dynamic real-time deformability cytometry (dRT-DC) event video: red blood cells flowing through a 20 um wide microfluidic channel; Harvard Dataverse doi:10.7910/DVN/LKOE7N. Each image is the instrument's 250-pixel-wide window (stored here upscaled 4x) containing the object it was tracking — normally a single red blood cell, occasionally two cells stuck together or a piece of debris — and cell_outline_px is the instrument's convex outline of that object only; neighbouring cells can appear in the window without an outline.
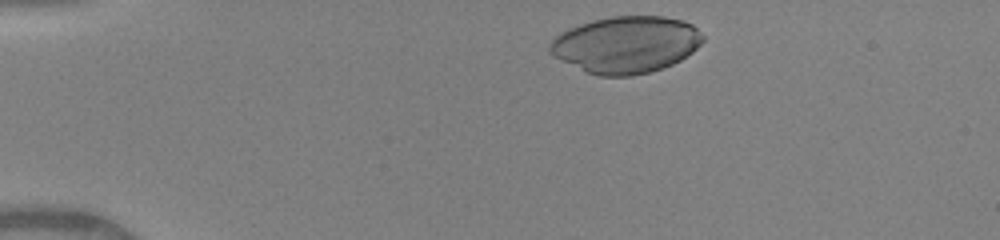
{"species": "human", "species_latin": "Homo sapiens", "temperature_condition": "warm", "stored_images_in_passage": 36, "camera_frame_rate_fps": 3000, "um_per_image_px": 0.085, "donor": {"sex": "female"}, "frame": {"image": 1, "passage_image": 2, "time_ms": 0.333, "image_size_px": [1000, 240], "cell_outline_px": [[704, 40], [692, 52], [680, 60], [672, 64], [648, 72], [632, 76], [600, 76], [588, 72], [560, 60], [552, 56], [548, 52], [548, 44], [560, 32], [568, 28], [592, 20], [612, 16], [664, 16], [684, 20], [692, 24], [704, 36]], "centroid_in_image_um": [53.19, 3.78], "position_along_channel_um": 31.8, "area_um2": 50.75}}
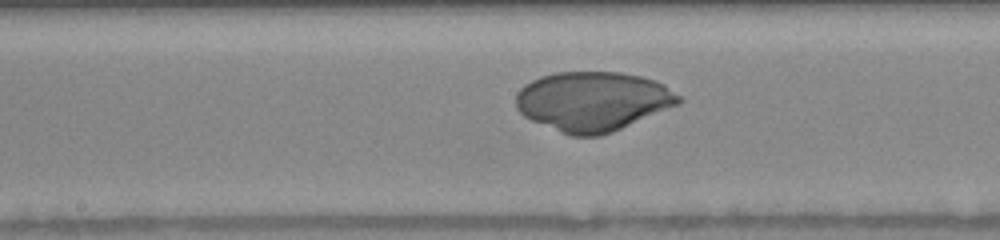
{"frame": {"image": 2, "passage_image": 19, "time_ms": 6.0, "image_size_px": [1000, 240], "cell_outline_px": [[684, 100], [680, 104], [612, 132], [600, 136], [568, 136], [532, 120], [524, 116], [516, 108], [516, 92], [524, 84], [540, 76], [556, 72], [620, 72], [640, 76], [656, 80], [664, 84], [680, 96]], "centroid_in_image_um": [50.39, 8.61], "position_along_channel_um": 197.8, "area_um2": 56.7}}
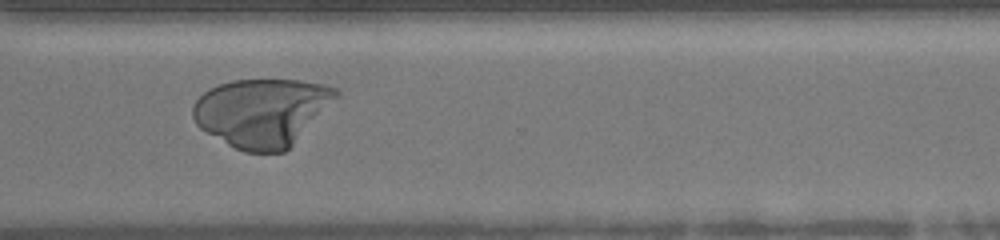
{"frame": {"image": 3, "passage_image": 30, "time_ms": 9.667, "image_size_px": [1000, 240], "cell_outline_px": [[340, 96], [284, 152], [244, 152], [228, 144], [200, 128], [196, 124], [192, 116], [192, 104], [208, 88], [232, 80], [300, 80], [324, 84], [336, 88], [340, 92]], "centroid_in_image_um": [22.26, 9.52], "position_along_channel_um": 348.3, "area_um2": 56.59}}